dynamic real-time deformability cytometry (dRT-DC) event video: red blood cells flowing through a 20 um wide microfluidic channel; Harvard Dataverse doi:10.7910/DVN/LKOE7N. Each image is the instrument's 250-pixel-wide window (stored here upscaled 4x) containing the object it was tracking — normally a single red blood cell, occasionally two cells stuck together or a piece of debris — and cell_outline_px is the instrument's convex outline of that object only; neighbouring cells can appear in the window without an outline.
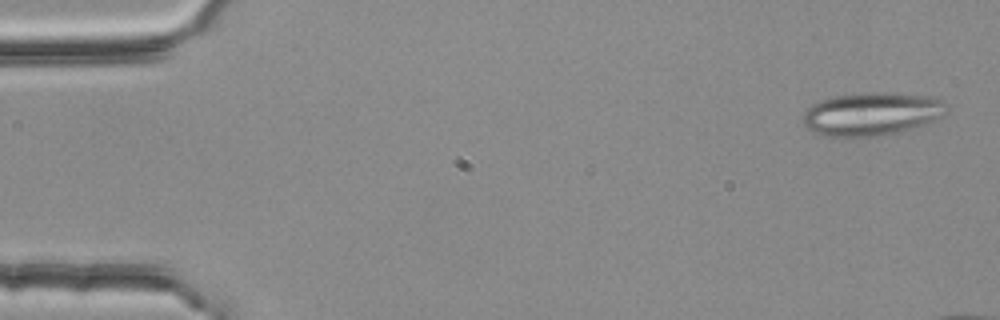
{"species": "common noctule bat (a hibernating species)", "species_latin": "Nyctalus noctula", "temperature_condition": "room temperature", "stored_images_in_passage": 5, "camera_frame_rate_fps": 3000, "um_per_image_px": 0.085, "animal": {"sex": "female", "body_mass_g": 25.1}, "frame": {"image": 1, "passage_image": 1, "time_ms": 0.0, "image_size_px": [1000, 320], "cell_outline_px": [[944, 104], [940, 116], [924, 124], [912, 128], [876, 136], [824, 136], [808, 128], [800, 120], [804, 112], [812, 104], [820, 100], [832, 96], [860, 92], [896, 92], [940, 96], [944, 100]], "centroid_in_image_um": [74.05, 9.64], "position_along_channel_um": 10.9, "area_um2": 36.18}}
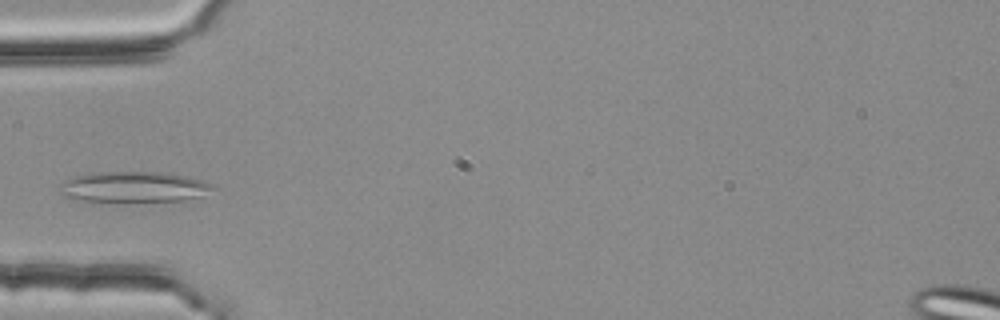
{"frame": {"image": 2, "passage_image": 5, "time_ms": 1.333, "image_size_px": [1000, 320], "cell_outline_px": [[216, 188], [204, 196], [184, 200], [76, 200], [60, 196], [56, 188], [64, 180], [88, 172], [164, 172], [188, 176], [212, 184]], "centroid_in_image_um": [11.32, 15.87], "position_along_channel_um": 73.7, "area_um2": 27.4}}